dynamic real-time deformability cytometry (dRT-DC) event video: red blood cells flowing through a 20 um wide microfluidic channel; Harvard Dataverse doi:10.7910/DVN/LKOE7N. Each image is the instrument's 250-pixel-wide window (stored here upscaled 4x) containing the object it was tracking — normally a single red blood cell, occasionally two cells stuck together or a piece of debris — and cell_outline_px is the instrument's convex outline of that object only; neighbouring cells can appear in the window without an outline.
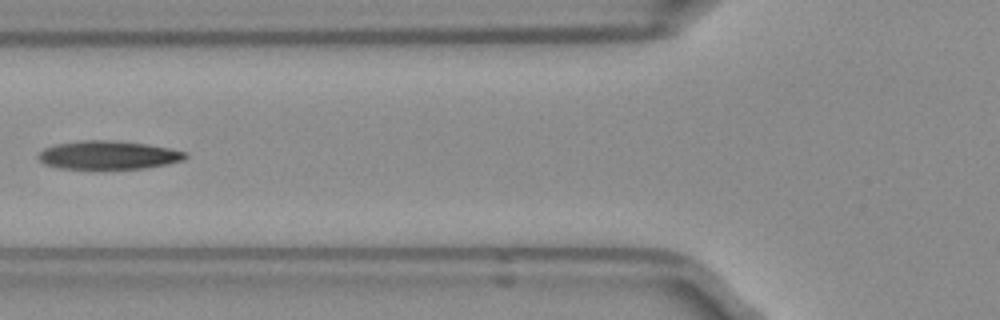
{"species": "Egyptian fruit bat (a non-hibernating species)", "species_latin": "Rousettus aegyptiacus", "temperature_condition": "room temperature", "stored_images_in_passage": 5, "camera_frame_rate_fps": 3000, "um_per_image_px": 0.085, "frame": {"image": 1, "passage_image": 5, "time_ms": 1.333, "image_size_px": [1000, 320], "cell_outline_px": [[188, 156], [184, 160], [144, 168], [60, 168], [44, 164], [36, 156], [44, 148], [56, 144], [84, 140], [112, 140], [144, 144], [168, 148], [184, 152]], "centroid_in_image_um": [9.16, 13.17], "position_along_channel_um": 116.6, "area_um2": 23.93}}